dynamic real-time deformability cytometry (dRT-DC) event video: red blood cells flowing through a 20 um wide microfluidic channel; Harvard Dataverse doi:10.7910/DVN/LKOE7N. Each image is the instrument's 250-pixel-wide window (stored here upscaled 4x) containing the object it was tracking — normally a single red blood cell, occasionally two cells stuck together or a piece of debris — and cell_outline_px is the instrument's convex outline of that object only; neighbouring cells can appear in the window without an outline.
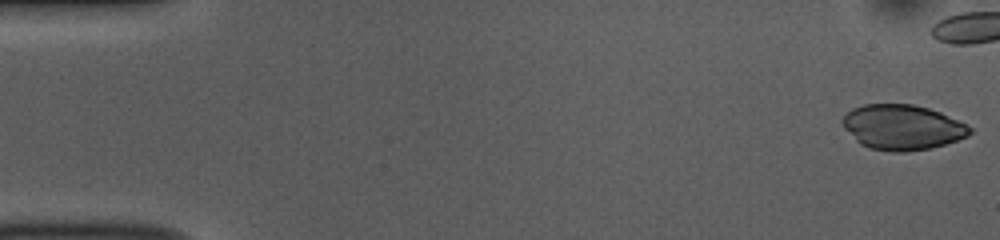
{"species": "common noctule bat (a hibernating species)", "species_latin": "Nyctalus noctula", "temperature_condition": "room temperature", "stored_images_in_passage": 42, "camera_frame_rate_fps": 3000, "um_per_image_px": 0.085, "animal": {"sex": "female", "body_mass_g": 10.0, "forearm_length_mm": 53.1}, "frame": {"image": 1, "passage_image": 1, "time_ms": 0.0, "image_size_px": [1000, 240], "cell_outline_px": [[972, 132], [968, 136], [932, 148], [904, 152], [892, 152], [868, 148], [860, 144], [844, 128], [840, 120], [852, 108], [864, 104], [912, 104], [928, 108], [940, 112], [972, 128]], "centroid_in_image_um": [76.66, 10.82], "position_along_channel_um": 8.3, "area_um2": 33.41}}